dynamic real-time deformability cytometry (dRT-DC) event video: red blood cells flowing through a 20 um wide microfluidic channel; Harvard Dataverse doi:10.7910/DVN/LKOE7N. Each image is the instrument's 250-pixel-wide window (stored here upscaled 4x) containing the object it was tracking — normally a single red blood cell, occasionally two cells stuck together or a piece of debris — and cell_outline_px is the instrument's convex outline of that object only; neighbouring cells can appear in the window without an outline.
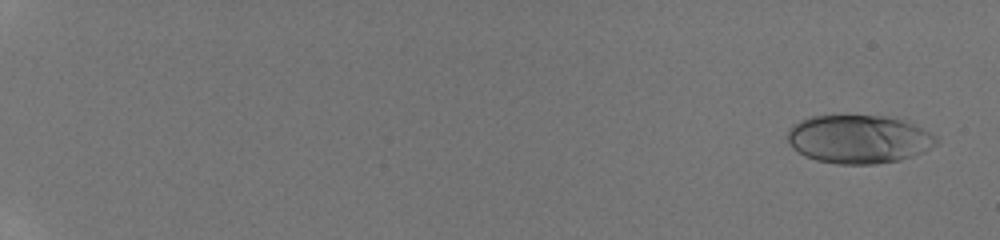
{"species": "human", "species_latin": "Homo sapiens", "temperature_condition": "room temperature", "stored_images_in_passage": 10, "camera_frame_rate_fps": 3000, "um_per_image_px": 0.085, "donor": {"sex": "male"}, "frame": {"image": 1, "passage_image": 1, "time_ms": 0.0, "image_size_px": [1000, 240], "cell_outline_px": [[940, 140], [936, 144], [924, 152], [900, 160], [876, 164], [836, 164], [816, 160], [804, 156], [792, 148], [788, 144], [788, 128], [792, 124], [800, 120], [812, 116], [884, 116], [904, 120], [936, 136]], "centroid_in_image_um": [72.96, 11.84], "position_along_channel_um": 12.0, "area_um2": 42.08}}